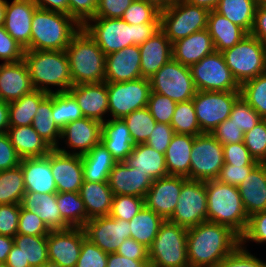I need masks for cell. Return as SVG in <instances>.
I'll return each mask as SVG.
<instances>
[{"label":"cell","instance_id":"6da1fadb","mask_svg":"<svg viewBox=\"0 0 266 267\" xmlns=\"http://www.w3.org/2000/svg\"><path fill=\"white\" fill-rule=\"evenodd\" d=\"M240 245V236L230 227L204 221L187 229L190 267H217Z\"/></svg>","mask_w":266,"mask_h":267},{"label":"cell","instance_id":"7a4b0ae2","mask_svg":"<svg viewBox=\"0 0 266 267\" xmlns=\"http://www.w3.org/2000/svg\"><path fill=\"white\" fill-rule=\"evenodd\" d=\"M82 28L108 55L131 45H142L160 29V23L128 24L121 18L93 17Z\"/></svg>","mask_w":266,"mask_h":267},{"label":"cell","instance_id":"3957f363","mask_svg":"<svg viewBox=\"0 0 266 267\" xmlns=\"http://www.w3.org/2000/svg\"><path fill=\"white\" fill-rule=\"evenodd\" d=\"M23 60L27 64L34 89L51 94L68 92L73 86L65 50H25ZM50 86L58 88L52 90Z\"/></svg>","mask_w":266,"mask_h":267},{"label":"cell","instance_id":"277c9868","mask_svg":"<svg viewBox=\"0 0 266 267\" xmlns=\"http://www.w3.org/2000/svg\"><path fill=\"white\" fill-rule=\"evenodd\" d=\"M81 28L68 14L37 7L32 17L31 50H65Z\"/></svg>","mask_w":266,"mask_h":267},{"label":"cell","instance_id":"5b68a950","mask_svg":"<svg viewBox=\"0 0 266 267\" xmlns=\"http://www.w3.org/2000/svg\"><path fill=\"white\" fill-rule=\"evenodd\" d=\"M207 221L230 227L241 236L247 227L248 218L237 186L206 181Z\"/></svg>","mask_w":266,"mask_h":267},{"label":"cell","instance_id":"8992f818","mask_svg":"<svg viewBox=\"0 0 266 267\" xmlns=\"http://www.w3.org/2000/svg\"><path fill=\"white\" fill-rule=\"evenodd\" d=\"M65 51L73 85L105 81L106 55L83 28L72 38Z\"/></svg>","mask_w":266,"mask_h":267},{"label":"cell","instance_id":"52a82bcc","mask_svg":"<svg viewBox=\"0 0 266 267\" xmlns=\"http://www.w3.org/2000/svg\"><path fill=\"white\" fill-rule=\"evenodd\" d=\"M150 267H190L187 229L165 220L148 248Z\"/></svg>","mask_w":266,"mask_h":267},{"label":"cell","instance_id":"ba28073f","mask_svg":"<svg viewBox=\"0 0 266 267\" xmlns=\"http://www.w3.org/2000/svg\"><path fill=\"white\" fill-rule=\"evenodd\" d=\"M209 12L185 0H175L160 11V29L173 44L192 33L207 29Z\"/></svg>","mask_w":266,"mask_h":267},{"label":"cell","instance_id":"9c48e42d","mask_svg":"<svg viewBox=\"0 0 266 267\" xmlns=\"http://www.w3.org/2000/svg\"><path fill=\"white\" fill-rule=\"evenodd\" d=\"M221 53L240 86L265 73L264 45L251 34Z\"/></svg>","mask_w":266,"mask_h":267},{"label":"cell","instance_id":"30bf717a","mask_svg":"<svg viewBox=\"0 0 266 267\" xmlns=\"http://www.w3.org/2000/svg\"><path fill=\"white\" fill-rule=\"evenodd\" d=\"M149 80L152 92L167 96L176 103L193 99L197 92L190 68L173 58Z\"/></svg>","mask_w":266,"mask_h":267},{"label":"cell","instance_id":"8fae6325","mask_svg":"<svg viewBox=\"0 0 266 267\" xmlns=\"http://www.w3.org/2000/svg\"><path fill=\"white\" fill-rule=\"evenodd\" d=\"M189 68L197 91H240L221 52L215 51Z\"/></svg>","mask_w":266,"mask_h":267},{"label":"cell","instance_id":"7c38bea8","mask_svg":"<svg viewBox=\"0 0 266 267\" xmlns=\"http://www.w3.org/2000/svg\"><path fill=\"white\" fill-rule=\"evenodd\" d=\"M240 96V91H197L192 101L201 131L211 133L228 119Z\"/></svg>","mask_w":266,"mask_h":267},{"label":"cell","instance_id":"4fadbf2b","mask_svg":"<svg viewBox=\"0 0 266 267\" xmlns=\"http://www.w3.org/2000/svg\"><path fill=\"white\" fill-rule=\"evenodd\" d=\"M109 116L121 118L147 107L151 93L150 80L138 78L127 82L107 83Z\"/></svg>","mask_w":266,"mask_h":267},{"label":"cell","instance_id":"5bb4252c","mask_svg":"<svg viewBox=\"0 0 266 267\" xmlns=\"http://www.w3.org/2000/svg\"><path fill=\"white\" fill-rule=\"evenodd\" d=\"M190 157V180H214L224 165L223 145L211 133H202L195 136Z\"/></svg>","mask_w":266,"mask_h":267},{"label":"cell","instance_id":"9a60e30c","mask_svg":"<svg viewBox=\"0 0 266 267\" xmlns=\"http://www.w3.org/2000/svg\"><path fill=\"white\" fill-rule=\"evenodd\" d=\"M168 221L186 229L207 221L206 181L187 179L182 184L176 208Z\"/></svg>","mask_w":266,"mask_h":267},{"label":"cell","instance_id":"2e32d148","mask_svg":"<svg viewBox=\"0 0 266 267\" xmlns=\"http://www.w3.org/2000/svg\"><path fill=\"white\" fill-rule=\"evenodd\" d=\"M86 238L105 253H115L121 243L130 238V223L123 219L100 216L89 219L83 226Z\"/></svg>","mask_w":266,"mask_h":267},{"label":"cell","instance_id":"e0dca14e","mask_svg":"<svg viewBox=\"0 0 266 267\" xmlns=\"http://www.w3.org/2000/svg\"><path fill=\"white\" fill-rule=\"evenodd\" d=\"M101 135L102 123L91 118L83 117L82 119L68 123L61 130L60 142L63 140L67 147L58 145L55 149L62 153L82 156L101 142Z\"/></svg>","mask_w":266,"mask_h":267},{"label":"cell","instance_id":"ac0fdd59","mask_svg":"<svg viewBox=\"0 0 266 267\" xmlns=\"http://www.w3.org/2000/svg\"><path fill=\"white\" fill-rule=\"evenodd\" d=\"M85 238L83 228L51 230L47 235L49 261L62 267H75Z\"/></svg>","mask_w":266,"mask_h":267},{"label":"cell","instance_id":"d6986e66","mask_svg":"<svg viewBox=\"0 0 266 267\" xmlns=\"http://www.w3.org/2000/svg\"><path fill=\"white\" fill-rule=\"evenodd\" d=\"M186 180V177L175 175H167L153 180L144 198L145 206L164 220H168L176 208L182 184Z\"/></svg>","mask_w":266,"mask_h":267},{"label":"cell","instance_id":"ffe728a7","mask_svg":"<svg viewBox=\"0 0 266 267\" xmlns=\"http://www.w3.org/2000/svg\"><path fill=\"white\" fill-rule=\"evenodd\" d=\"M37 5L32 0H6L4 29L25 50H31L32 17Z\"/></svg>","mask_w":266,"mask_h":267},{"label":"cell","instance_id":"44dd1931","mask_svg":"<svg viewBox=\"0 0 266 267\" xmlns=\"http://www.w3.org/2000/svg\"><path fill=\"white\" fill-rule=\"evenodd\" d=\"M51 172L57 192H79L83 184L81 155L51 150Z\"/></svg>","mask_w":266,"mask_h":267},{"label":"cell","instance_id":"7402d4cb","mask_svg":"<svg viewBox=\"0 0 266 267\" xmlns=\"http://www.w3.org/2000/svg\"><path fill=\"white\" fill-rule=\"evenodd\" d=\"M68 92L75 98L83 116L105 122L109 114L107 82L73 85Z\"/></svg>","mask_w":266,"mask_h":267},{"label":"cell","instance_id":"603a6c76","mask_svg":"<svg viewBox=\"0 0 266 267\" xmlns=\"http://www.w3.org/2000/svg\"><path fill=\"white\" fill-rule=\"evenodd\" d=\"M139 46L131 45L106 55L105 82L118 83L141 77Z\"/></svg>","mask_w":266,"mask_h":267},{"label":"cell","instance_id":"cb8c5ba5","mask_svg":"<svg viewBox=\"0 0 266 267\" xmlns=\"http://www.w3.org/2000/svg\"><path fill=\"white\" fill-rule=\"evenodd\" d=\"M153 180L147 173L117 162L109 173L108 184L114 195H132L145 198Z\"/></svg>","mask_w":266,"mask_h":267},{"label":"cell","instance_id":"d4e9b609","mask_svg":"<svg viewBox=\"0 0 266 267\" xmlns=\"http://www.w3.org/2000/svg\"><path fill=\"white\" fill-rule=\"evenodd\" d=\"M141 54V77L150 79L173 58L172 43L159 29L153 36L139 46Z\"/></svg>","mask_w":266,"mask_h":267},{"label":"cell","instance_id":"484cf974","mask_svg":"<svg viewBox=\"0 0 266 267\" xmlns=\"http://www.w3.org/2000/svg\"><path fill=\"white\" fill-rule=\"evenodd\" d=\"M34 90L27 64L24 60L0 64L1 99L7 103L19 100Z\"/></svg>","mask_w":266,"mask_h":267},{"label":"cell","instance_id":"4316f807","mask_svg":"<svg viewBox=\"0 0 266 267\" xmlns=\"http://www.w3.org/2000/svg\"><path fill=\"white\" fill-rule=\"evenodd\" d=\"M19 165L26 192L57 193L51 172V151L45 157L22 158Z\"/></svg>","mask_w":266,"mask_h":267},{"label":"cell","instance_id":"83f0119b","mask_svg":"<svg viewBox=\"0 0 266 267\" xmlns=\"http://www.w3.org/2000/svg\"><path fill=\"white\" fill-rule=\"evenodd\" d=\"M172 48L173 59L188 67L216 51L207 29L192 33L174 42Z\"/></svg>","mask_w":266,"mask_h":267},{"label":"cell","instance_id":"f1b7e54d","mask_svg":"<svg viewBox=\"0 0 266 267\" xmlns=\"http://www.w3.org/2000/svg\"><path fill=\"white\" fill-rule=\"evenodd\" d=\"M237 187L248 216L266 210V163H258Z\"/></svg>","mask_w":266,"mask_h":267},{"label":"cell","instance_id":"f546056e","mask_svg":"<svg viewBox=\"0 0 266 267\" xmlns=\"http://www.w3.org/2000/svg\"><path fill=\"white\" fill-rule=\"evenodd\" d=\"M101 142L117 162H124L135 146L127 124L121 118H109L102 123Z\"/></svg>","mask_w":266,"mask_h":267},{"label":"cell","instance_id":"4dcf8cb0","mask_svg":"<svg viewBox=\"0 0 266 267\" xmlns=\"http://www.w3.org/2000/svg\"><path fill=\"white\" fill-rule=\"evenodd\" d=\"M21 206L37 214L50 230L70 228L61 217L56 193L25 192Z\"/></svg>","mask_w":266,"mask_h":267},{"label":"cell","instance_id":"1f68e13d","mask_svg":"<svg viewBox=\"0 0 266 267\" xmlns=\"http://www.w3.org/2000/svg\"><path fill=\"white\" fill-rule=\"evenodd\" d=\"M7 135L21 159L45 157L53 149L32 125L9 127Z\"/></svg>","mask_w":266,"mask_h":267},{"label":"cell","instance_id":"d6a6232c","mask_svg":"<svg viewBox=\"0 0 266 267\" xmlns=\"http://www.w3.org/2000/svg\"><path fill=\"white\" fill-rule=\"evenodd\" d=\"M87 213V221L94 217L109 216L114 194L108 182L83 181L79 191Z\"/></svg>","mask_w":266,"mask_h":267},{"label":"cell","instance_id":"836d02e7","mask_svg":"<svg viewBox=\"0 0 266 267\" xmlns=\"http://www.w3.org/2000/svg\"><path fill=\"white\" fill-rule=\"evenodd\" d=\"M195 136L174 134L165 152L168 175L183 176L189 179L190 156Z\"/></svg>","mask_w":266,"mask_h":267},{"label":"cell","instance_id":"e575fe53","mask_svg":"<svg viewBox=\"0 0 266 267\" xmlns=\"http://www.w3.org/2000/svg\"><path fill=\"white\" fill-rule=\"evenodd\" d=\"M207 30L217 52L233 47L248 35L244 29L214 10L209 12Z\"/></svg>","mask_w":266,"mask_h":267},{"label":"cell","instance_id":"d590c367","mask_svg":"<svg viewBox=\"0 0 266 267\" xmlns=\"http://www.w3.org/2000/svg\"><path fill=\"white\" fill-rule=\"evenodd\" d=\"M129 167L145 172L152 180L168 175L165 155L144 144H136L124 161Z\"/></svg>","mask_w":266,"mask_h":267},{"label":"cell","instance_id":"8d00e7d4","mask_svg":"<svg viewBox=\"0 0 266 267\" xmlns=\"http://www.w3.org/2000/svg\"><path fill=\"white\" fill-rule=\"evenodd\" d=\"M84 181L108 182L109 173L117 161L102 142L81 156Z\"/></svg>","mask_w":266,"mask_h":267},{"label":"cell","instance_id":"74e56055","mask_svg":"<svg viewBox=\"0 0 266 267\" xmlns=\"http://www.w3.org/2000/svg\"><path fill=\"white\" fill-rule=\"evenodd\" d=\"M258 4V0H220L214 11L250 34Z\"/></svg>","mask_w":266,"mask_h":267},{"label":"cell","instance_id":"f35d334b","mask_svg":"<svg viewBox=\"0 0 266 267\" xmlns=\"http://www.w3.org/2000/svg\"><path fill=\"white\" fill-rule=\"evenodd\" d=\"M165 220L144 206L130 221V237L149 248Z\"/></svg>","mask_w":266,"mask_h":267},{"label":"cell","instance_id":"ab89813d","mask_svg":"<svg viewBox=\"0 0 266 267\" xmlns=\"http://www.w3.org/2000/svg\"><path fill=\"white\" fill-rule=\"evenodd\" d=\"M48 93L32 90L19 100L9 103V127L32 125L40 102Z\"/></svg>","mask_w":266,"mask_h":267},{"label":"cell","instance_id":"60d3db41","mask_svg":"<svg viewBox=\"0 0 266 267\" xmlns=\"http://www.w3.org/2000/svg\"><path fill=\"white\" fill-rule=\"evenodd\" d=\"M53 93L48 94L39 104L33 118L32 127L53 149L61 145V129L55 124L52 116Z\"/></svg>","mask_w":266,"mask_h":267},{"label":"cell","instance_id":"b9f144b4","mask_svg":"<svg viewBox=\"0 0 266 267\" xmlns=\"http://www.w3.org/2000/svg\"><path fill=\"white\" fill-rule=\"evenodd\" d=\"M56 201L63 221L70 228H83L87 213L79 192H57Z\"/></svg>","mask_w":266,"mask_h":267},{"label":"cell","instance_id":"7bdbcfd3","mask_svg":"<svg viewBox=\"0 0 266 267\" xmlns=\"http://www.w3.org/2000/svg\"><path fill=\"white\" fill-rule=\"evenodd\" d=\"M14 244L24 256V266L40 267L49 261L47 236L16 234Z\"/></svg>","mask_w":266,"mask_h":267},{"label":"cell","instance_id":"ee69618b","mask_svg":"<svg viewBox=\"0 0 266 267\" xmlns=\"http://www.w3.org/2000/svg\"><path fill=\"white\" fill-rule=\"evenodd\" d=\"M26 189L21 166L0 171V205L21 204Z\"/></svg>","mask_w":266,"mask_h":267},{"label":"cell","instance_id":"f6af8a7d","mask_svg":"<svg viewBox=\"0 0 266 267\" xmlns=\"http://www.w3.org/2000/svg\"><path fill=\"white\" fill-rule=\"evenodd\" d=\"M52 116L61 130L68 123L84 117L77 101L69 92L53 93Z\"/></svg>","mask_w":266,"mask_h":267},{"label":"cell","instance_id":"bcb514c9","mask_svg":"<svg viewBox=\"0 0 266 267\" xmlns=\"http://www.w3.org/2000/svg\"><path fill=\"white\" fill-rule=\"evenodd\" d=\"M170 125L175 134L197 136L203 133L198 125L192 99L177 103Z\"/></svg>","mask_w":266,"mask_h":267},{"label":"cell","instance_id":"7dc6e473","mask_svg":"<svg viewBox=\"0 0 266 267\" xmlns=\"http://www.w3.org/2000/svg\"><path fill=\"white\" fill-rule=\"evenodd\" d=\"M123 120L127 124L135 145L144 144L156 125V121L147 107L131 112Z\"/></svg>","mask_w":266,"mask_h":267},{"label":"cell","instance_id":"c3c4849f","mask_svg":"<svg viewBox=\"0 0 266 267\" xmlns=\"http://www.w3.org/2000/svg\"><path fill=\"white\" fill-rule=\"evenodd\" d=\"M241 97L266 119V73L248 80L240 86Z\"/></svg>","mask_w":266,"mask_h":267},{"label":"cell","instance_id":"681fc988","mask_svg":"<svg viewBox=\"0 0 266 267\" xmlns=\"http://www.w3.org/2000/svg\"><path fill=\"white\" fill-rule=\"evenodd\" d=\"M121 19L128 24L160 23V10L143 0H134Z\"/></svg>","mask_w":266,"mask_h":267},{"label":"cell","instance_id":"f907efd6","mask_svg":"<svg viewBox=\"0 0 266 267\" xmlns=\"http://www.w3.org/2000/svg\"><path fill=\"white\" fill-rule=\"evenodd\" d=\"M243 143L256 161L266 163V119L244 133Z\"/></svg>","mask_w":266,"mask_h":267},{"label":"cell","instance_id":"816d5d0a","mask_svg":"<svg viewBox=\"0 0 266 267\" xmlns=\"http://www.w3.org/2000/svg\"><path fill=\"white\" fill-rule=\"evenodd\" d=\"M144 206V198L132 195H114L109 216L130 221Z\"/></svg>","mask_w":266,"mask_h":267},{"label":"cell","instance_id":"f5cc1de1","mask_svg":"<svg viewBox=\"0 0 266 267\" xmlns=\"http://www.w3.org/2000/svg\"><path fill=\"white\" fill-rule=\"evenodd\" d=\"M229 119L246 133L263 118L240 96L233 105Z\"/></svg>","mask_w":266,"mask_h":267},{"label":"cell","instance_id":"db71d44e","mask_svg":"<svg viewBox=\"0 0 266 267\" xmlns=\"http://www.w3.org/2000/svg\"><path fill=\"white\" fill-rule=\"evenodd\" d=\"M177 103L167 96L150 93L147 108L157 123L170 124Z\"/></svg>","mask_w":266,"mask_h":267},{"label":"cell","instance_id":"11a10c76","mask_svg":"<svg viewBox=\"0 0 266 267\" xmlns=\"http://www.w3.org/2000/svg\"><path fill=\"white\" fill-rule=\"evenodd\" d=\"M249 241L260 245L266 243V210L249 216L246 230L240 236V245L245 246Z\"/></svg>","mask_w":266,"mask_h":267},{"label":"cell","instance_id":"9f6ffc18","mask_svg":"<svg viewBox=\"0 0 266 267\" xmlns=\"http://www.w3.org/2000/svg\"><path fill=\"white\" fill-rule=\"evenodd\" d=\"M51 230L43 220L32 211L24 209L20 204L18 234L32 236H47Z\"/></svg>","mask_w":266,"mask_h":267},{"label":"cell","instance_id":"6f0895ef","mask_svg":"<svg viewBox=\"0 0 266 267\" xmlns=\"http://www.w3.org/2000/svg\"><path fill=\"white\" fill-rule=\"evenodd\" d=\"M217 267H266V262L248 251L247 245H239Z\"/></svg>","mask_w":266,"mask_h":267},{"label":"cell","instance_id":"680465c9","mask_svg":"<svg viewBox=\"0 0 266 267\" xmlns=\"http://www.w3.org/2000/svg\"><path fill=\"white\" fill-rule=\"evenodd\" d=\"M108 253L85 238L75 267H106Z\"/></svg>","mask_w":266,"mask_h":267},{"label":"cell","instance_id":"91938a15","mask_svg":"<svg viewBox=\"0 0 266 267\" xmlns=\"http://www.w3.org/2000/svg\"><path fill=\"white\" fill-rule=\"evenodd\" d=\"M24 54L25 49L0 26V61L16 63L23 60Z\"/></svg>","mask_w":266,"mask_h":267},{"label":"cell","instance_id":"94428289","mask_svg":"<svg viewBox=\"0 0 266 267\" xmlns=\"http://www.w3.org/2000/svg\"><path fill=\"white\" fill-rule=\"evenodd\" d=\"M20 204L0 205V235L14 237L18 233Z\"/></svg>","mask_w":266,"mask_h":267},{"label":"cell","instance_id":"6125c7cd","mask_svg":"<svg viewBox=\"0 0 266 267\" xmlns=\"http://www.w3.org/2000/svg\"><path fill=\"white\" fill-rule=\"evenodd\" d=\"M224 164L257 165L259 162L249 153L243 142L223 145Z\"/></svg>","mask_w":266,"mask_h":267},{"label":"cell","instance_id":"be15d7a7","mask_svg":"<svg viewBox=\"0 0 266 267\" xmlns=\"http://www.w3.org/2000/svg\"><path fill=\"white\" fill-rule=\"evenodd\" d=\"M174 134L173 127L170 124L156 122V125L145 144L156 151L165 154Z\"/></svg>","mask_w":266,"mask_h":267},{"label":"cell","instance_id":"e7e4bbea","mask_svg":"<svg viewBox=\"0 0 266 267\" xmlns=\"http://www.w3.org/2000/svg\"><path fill=\"white\" fill-rule=\"evenodd\" d=\"M98 0H68V15L81 26L95 17Z\"/></svg>","mask_w":266,"mask_h":267},{"label":"cell","instance_id":"03108f58","mask_svg":"<svg viewBox=\"0 0 266 267\" xmlns=\"http://www.w3.org/2000/svg\"><path fill=\"white\" fill-rule=\"evenodd\" d=\"M255 166L224 164L216 180L232 186H239Z\"/></svg>","mask_w":266,"mask_h":267},{"label":"cell","instance_id":"003e7915","mask_svg":"<svg viewBox=\"0 0 266 267\" xmlns=\"http://www.w3.org/2000/svg\"><path fill=\"white\" fill-rule=\"evenodd\" d=\"M211 134L222 144L243 142L244 132L238 128L230 119L220 123Z\"/></svg>","mask_w":266,"mask_h":267},{"label":"cell","instance_id":"a7ac6f4b","mask_svg":"<svg viewBox=\"0 0 266 267\" xmlns=\"http://www.w3.org/2000/svg\"><path fill=\"white\" fill-rule=\"evenodd\" d=\"M134 0H98L95 17L121 18Z\"/></svg>","mask_w":266,"mask_h":267},{"label":"cell","instance_id":"89a4df30","mask_svg":"<svg viewBox=\"0 0 266 267\" xmlns=\"http://www.w3.org/2000/svg\"><path fill=\"white\" fill-rule=\"evenodd\" d=\"M21 157L10 142L7 133L0 134V171L17 167Z\"/></svg>","mask_w":266,"mask_h":267},{"label":"cell","instance_id":"2644e50d","mask_svg":"<svg viewBox=\"0 0 266 267\" xmlns=\"http://www.w3.org/2000/svg\"><path fill=\"white\" fill-rule=\"evenodd\" d=\"M116 253L133 260H149L148 248L131 237L121 243Z\"/></svg>","mask_w":266,"mask_h":267},{"label":"cell","instance_id":"8c879c8a","mask_svg":"<svg viewBox=\"0 0 266 267\" xmlns=\"http://www.w3.org/2000/svg\"><path fill=\"white\" fill-rule=\"evenodd\" d=\"M250 34L266 45V5L258 4Z\"/></svg>","mask_w":266,"mask_h":267},{"label":"cell","instance_id":"753ad0ef","mask_svg":"<svg viewBox=\"0 0 266 267\" xmlns=\"http://www.w3.org/2000/svg\"><path fill=\"white\" fill-rule=\"evenodd\" d=\"M106 267H150L149 260H133L118 253L108 254Z\"/></svg>","mask_w":266,"mask_h":267},{"label":"cell","instance_id":"34e18365","mask_svg":"<svg viewBox=\"0 0 266 267\" xmlns=\"http://www.w3.org/2000/svg\"><path fill=\"white\" fill-rule=\"evenodd\" d=\"M38 8L68 14V0H32Z\"/></svg>","mask_w":266,"mask_h":267},{"label":"cell","instance_id":"11e5206c","mask_svg":"<svg viewBox=\"0 0 266 267\" xmlns=\"http://www.w3.org/2000/svg\"><path fill=\"white\" fill-rule=\"evenodd\" d=\"M6 267H30L24 266V256L21 253V250L15 244L10 250L7 260L4 264Z\"/></svg>","mask_w":266,"mask_h":267},{"label":"cell","instance_id":"2a66077c","mask_svg":"<svg viewBox=\"0 0 266 267\" xmlns=\"http://www.w3.org/2000/svg\"><path fill=\"white\" fill-rule=\"evenodd\" d=\"M14 245V238L0 235V263L5 264L7 256Z\"/></svg>","mask_w":266,"mask_h":267},{"label":"cell","instance_id":"b9fcfbb0","mask_svg":"<svg viewBox=\"0 0 266 267\" xmlns=\"http://www.w3.org/2000/svg\"><path fill=\"white\" fill-rule=\"evenodd\" d=\"M9 128V103L0 100V134L7 133Z\"/></svg>","mask_w":266,"mask_h":267},{"label":"cell","instance_id":"09005b40","mask_svg":"<svg viewBox=\"0 0 266 267\" xmlns=\"http://www.w3.org/2000/svg\"><path fill=\"white\" fill-rule=\"evenodd\" d=\"M192 5L206 8L209 11H213L220 0H185Z\"/></svg>","mask_w":266,"mask_h":267},{"label":"cell","instance_id":"979ff035","mask_svg":"<svg viewBox=\"0 0 266 267\" xmlns=\"http://www.w3.org/2000/svg\"><path fill=\"white\" fill-rule=\"evenodd\" d=\"M147 3L154 5L160 11L168 8L175 0H143Z\"/></svg>","mask_w":266,"mask_h":267},{"label":"cell","instance_id":"deb4b68c","mask_svg":"<svg viewBox=\"0 0 266 267\" xmlns=\"http://www.w3.org/2000/svg\"><path fill=\"white\" fill-rule=\"evenodd\" d=\"M6 14V0H0V26L4 25Z\"/></svg>","mask_w":266,"mask_h":267},{"label":"cell","instance_id":"67dfc351","mask_svg":"<svg viewBox=\"0 0 266 267\" xmlns=\"http://www.w3.org/2000/svg\"><path fill=\"white\" fill-rule=\"evenodd\" d=\"M40 267H62V266L58 265L57 263L48 261L47 263H44V264H43L42 266H40Z\"/></svg>","mask_w":266,"mask_h":267},{"label":"cell","instance_id":"b62a3aed","mask_svg":"<svg viewBox=\"0 0 266 267\" xmlns=\"http://www.w3.org/2000/svg\"><path fill=\"white\" fill-rule=\"evenodd\" d=\"M264 53H265V73H266V45H264Z\"/></svg>","mask_w":266,"mask_h":267},{"label":"cell","instance_id":"603ad722","mask_svg":"<svg viewBox=\"0 0 266 267\" xmlns=\"http://www.w3.org/2000/svg\"><path fill=\"white\" fill-rule=\"evenodd\" d=\"M258 3L266 5V0H258Z\"/></svg>","mask_w":266,"mask_h":267},{"label":"cell","instance_id":"5803f987","mask_svg":"<svg viewBox=\"0 0 266 267\" xmlns=\"http://www.w3.org/2000/svg\"><path fill=\"white\" fill-rule=\"evenodd\" d=\"M0 267H6L3 263H0Z\"/></svg>","mask_w":266,"mask_h":267}]
</instances>
